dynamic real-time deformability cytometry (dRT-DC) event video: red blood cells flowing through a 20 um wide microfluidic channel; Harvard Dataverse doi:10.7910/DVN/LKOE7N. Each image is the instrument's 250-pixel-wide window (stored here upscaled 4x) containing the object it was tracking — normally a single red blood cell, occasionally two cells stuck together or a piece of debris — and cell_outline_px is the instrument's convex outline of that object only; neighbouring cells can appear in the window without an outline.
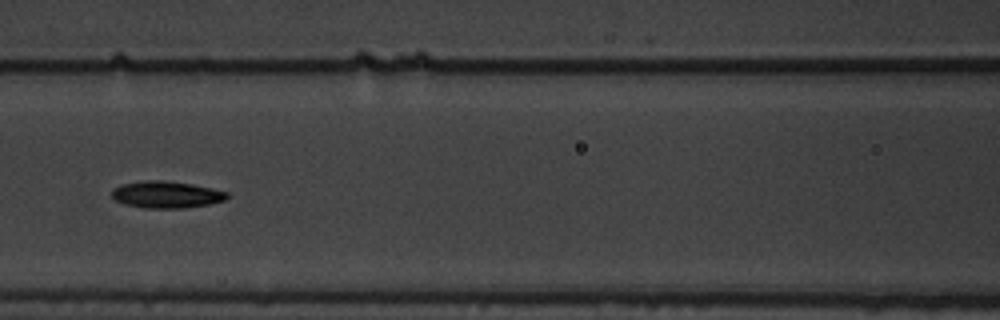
{"species": "common noctule bat (a hibernating species)", "species_latin": "Nyctalus noctula", "temperature_condition": "warm", "stored_images_in_passage": 17, "camera_frame_rate_fps": 3000, "um_per_image_px": 0.085, "animal": {"sex": "male", "body_mass_g": 19.5, "forearm_length_mm": 54.6}, "frame": {"image": 1, "passage_image": 8, "time_ms": 2.333, "image_size_px": [1000, 320], "cell_outline_px": [[228, 196], [224, 200], [212, 204], [184, 208], [144, 208], [124, 204], [116, 200], [112, 196], [112, 188], [120, 184], [148, 180], [160, 180], [192, 184], [212, 188], [228, 192]], "centroid_in_image_um": [14.14, 16.54], "position_along_channel_um": 152.5, "area_um2": 18.09}}
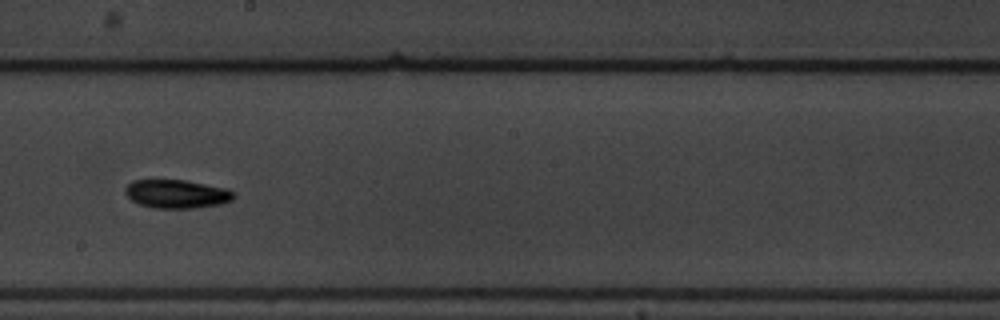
{"frame": {"image": 2, "passage_image": 10, "time_ms": 3.0, "image_size_px": [1000, 320], "cell_outline_px": [[236, 196], [232, 200], [220, 204], [192, 208], [152, 208], [140, 204], [132, 200], [124, 192], [124, 188], [132, 180], [184, 180], [224, 188], [236, 192]], "centroid_in_image_um": [15.01, 16.48], "position_along_channel_um": 233.2, "area_um2": 17.98}}
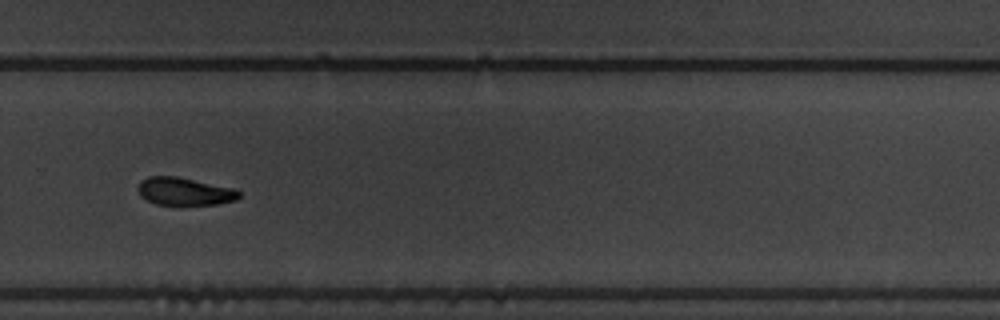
{"frame": {"image": 3, "passage_image": 12, "time_ms": 3.667, "image_size_px": [1000, 320], "cell_outline_px": [[240, 196], [236, 200], [216, 204], [156, 204], [140, 196], [136, 188], [140, 180], [148, 176], [176, 176], [232, 188], [240, 192]], "centroid_in_image_um": [15.63, 16.26], "position_along_channel_um": 314.2, "area_um2": 16.18}}